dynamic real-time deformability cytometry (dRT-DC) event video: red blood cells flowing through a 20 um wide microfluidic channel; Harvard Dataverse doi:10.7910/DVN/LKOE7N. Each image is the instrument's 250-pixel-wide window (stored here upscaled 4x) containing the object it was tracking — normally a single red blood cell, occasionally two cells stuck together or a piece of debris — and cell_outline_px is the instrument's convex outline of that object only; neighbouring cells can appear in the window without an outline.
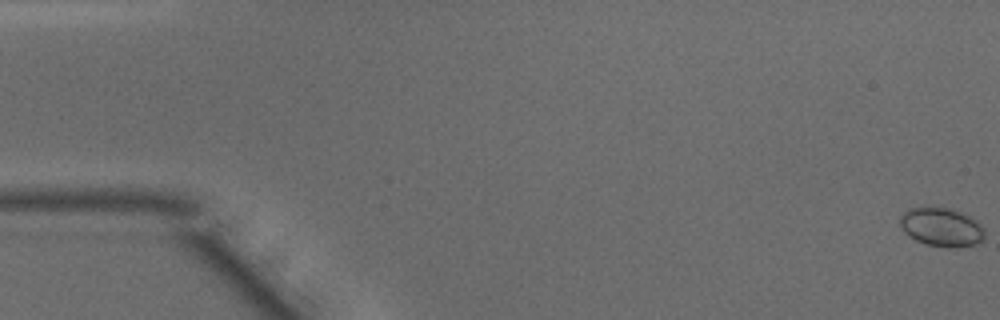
{"species": "common noctule bat (a hibernating species)", "species_latin": "Nyctalus noctula", "temperature_condition": "warm", "stored_images_in_passage": 50, "camera_frame_rate_fps": 3000, "um_per_image_px": 0.085, "animal": {"sex": "male", "body_mass_g": 15.6}, "frame": {"image": 1, "passage_image": 1, "time_ms": 0.0, "image_size_px": [1000, 320], "cell_outline_px": [[984, 240], [976, 244], [956, 248], [948, 248], [924, 244], [916, 240], [904, 232], [900, 228], [900, 216], [908, 208], [948, 208], [972, 216], [984, 228]], "centroid_in_image_um": [80.04, 19.33], "position_along_channel_um": 5.0, "area_um2": 19.25}}
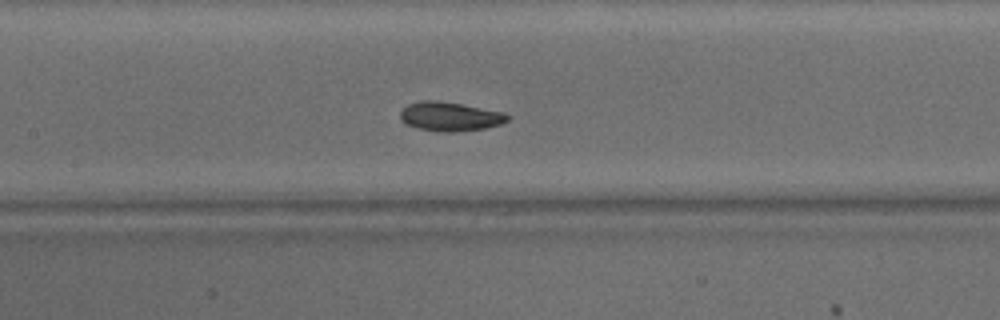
{"frame": {"image": 2, "passage_image": 24, "time_ms": 7.667, "image_size_px": [1000, 320], "cell_outline_px": [[512, 116], [508, 120], [500, 124], [484, 128], [456, 132], [440, 132], [420, 128], [404, 124], [400, 120], [400, 112], [408, 104], [420, 100], [436, 100], [460, 104], [504, 112]], "centroid_in_image_um": [38.24, 9.9], "position_along_channel_um": 169.2, "area_um2": 18.21}}
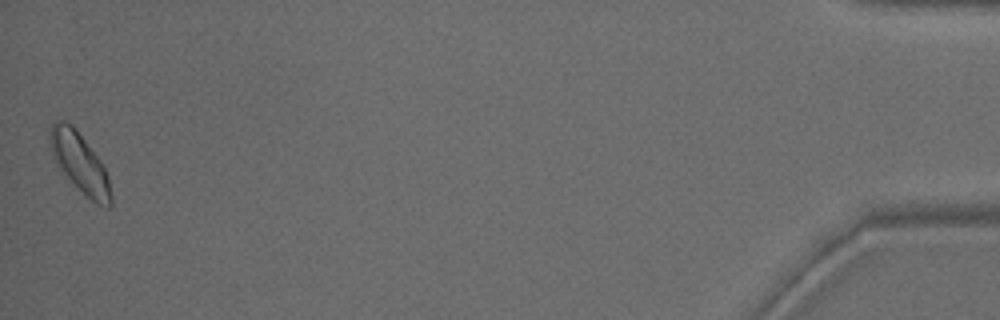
{"frame": {"image": 3, "passage_image": 50, "time_ms": 16.333, "image_size_px": [1000, 320], "cell_outline_px": [[112, 204], [108, 208], [96, 204], [60, 168], [52, 156], [48, 144], [48, 136], [52, 124], [56, 120], [64, 120], [72, 124], [100, 160], [108, 176], [112, 196]], "centroid_in_image_um": [6.77, 13.8], "position_along_channel_um": 428.4, "area_um2": 20.81}, "authors_computed_cell_mechanics": {"area_um2": 18.1781, "velocity_mm_per_s": 4.088, "shape_relaxation_time_tau1_ms": 1.5788, "shape_relaxation_time_tau2_ms": 1.8113, "deformation_change_tau1": 0.0977, "deformation_change_tau2": 0.0739}}